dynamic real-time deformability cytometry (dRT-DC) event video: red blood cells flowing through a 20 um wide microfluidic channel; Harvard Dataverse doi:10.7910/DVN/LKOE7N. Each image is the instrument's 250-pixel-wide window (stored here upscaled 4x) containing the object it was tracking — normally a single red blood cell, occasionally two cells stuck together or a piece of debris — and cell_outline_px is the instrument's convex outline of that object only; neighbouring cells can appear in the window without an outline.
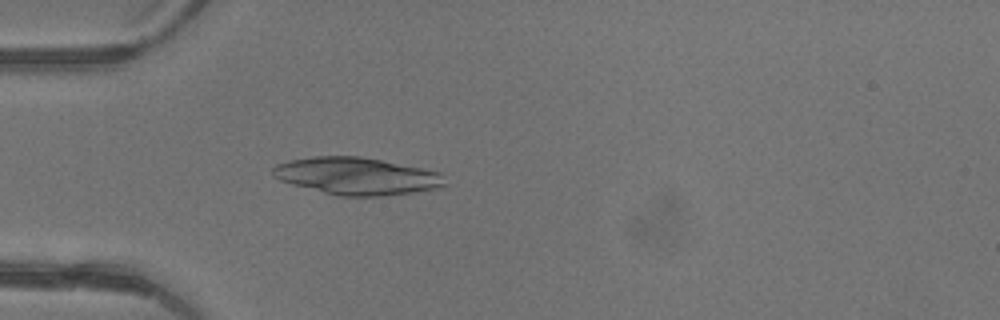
{"species": "common noctule bat (a hibernating species)", "species_latin": "Nyctalus noctula", "temperature_condition": "warm", "stored_images_in_passage": 3, "camera_frame_rate_fps": 3000, "um_per_image_px": 0.085, "animal": {"sex": "female"}, "frame": {"image": 1, "passage_image": 3, "time_ms": 0.667, "image_size_px": [1000, 320], "cell_outline_px": [[448, 184], [440, 188], [412, 192], [380, 196], [340, 196], [292, 184], [280, 180], [272, 176], [272, 168], [276, 164], [288, 160], [312, 156], [360, 156], [440, 172]], "centroid_in_image_um": [30.3, 14.96], "position_along_channel_um": 54.7, "area_um2": 37.22}}